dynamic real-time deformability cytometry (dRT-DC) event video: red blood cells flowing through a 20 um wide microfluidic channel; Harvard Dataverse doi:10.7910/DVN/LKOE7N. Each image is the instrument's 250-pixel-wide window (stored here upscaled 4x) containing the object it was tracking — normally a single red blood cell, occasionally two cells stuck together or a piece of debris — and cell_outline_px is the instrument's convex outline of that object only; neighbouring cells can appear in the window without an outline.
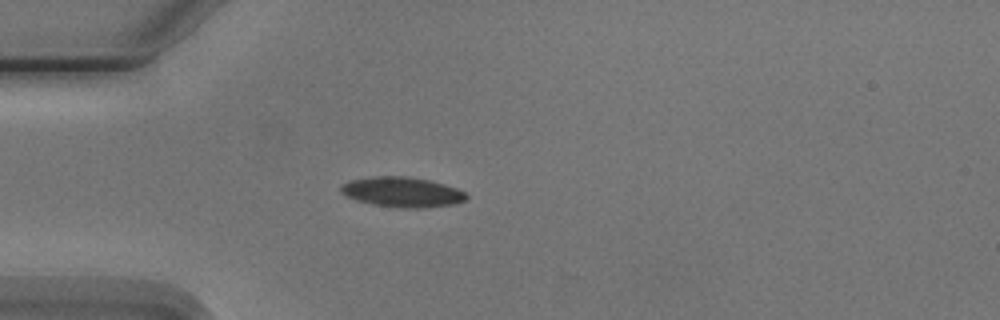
{"species": "Egyptian fruit bat (a non-hibernating species)", "species_latin": "Rousettus aegyptiacus", "temperature_condition": "cold", "stored_images_in_passage": 5, "camera_frame_rate_fps": 3000, "um_per_image_px": 0.085, "animal": {"sex": "male"}, "frame": {"image": 1, "passage_image": 4, "time_ms": 3.667, "image_size_px": [1000, 320], "cell_outline_px": [[468, 196], [464, 200], [456, 204], [424, 208], [400, 208], [372, 204], [356, 200], [340, 192], [340, 184], [348, 180], [376, 176], [404, 176], [428, 180], [444, 184], [456, 188], [464, 192]], "centroid_in_image_um": [34.16, 16.33], "position_along_channel_um": 50.8, "area_um2": 22.02}}